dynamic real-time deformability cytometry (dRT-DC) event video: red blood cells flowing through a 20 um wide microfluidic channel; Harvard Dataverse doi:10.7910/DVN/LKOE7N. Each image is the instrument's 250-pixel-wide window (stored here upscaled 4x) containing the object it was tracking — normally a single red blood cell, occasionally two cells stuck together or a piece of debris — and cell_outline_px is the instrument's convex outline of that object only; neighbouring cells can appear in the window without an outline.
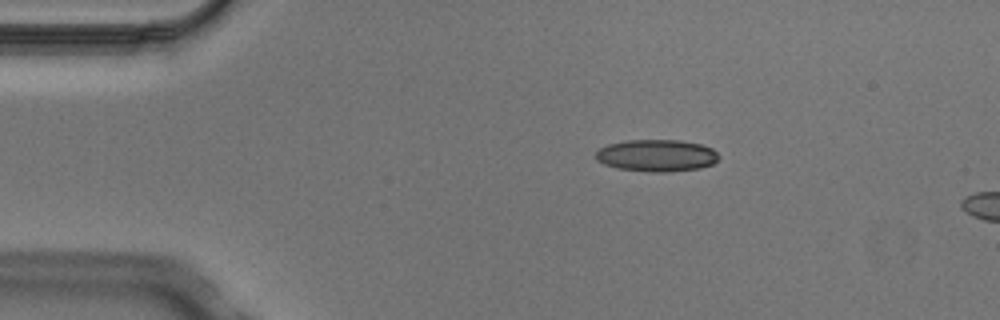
{"species": "Egyptian fruit bat (a non-hibernating species)", "species_latin": "Rousettus aegyptiacus", "temperature_condition": "cold", "stored_images_in_passage": 4, "segment_of_instrument_passage": [1, 2], "camera_frame_rate_fps": 3000, "um_per_image_px": 0.085, "animal": {"sex": "male"}, "frame": {"image": 1, "passage_image": 2, "time_ms": 0.333, "image_size_px": [1000, 320], "cell_outline_px": [[720, 156], [712, 164], [700, 168], [668, 172], [648, 172], [616, 168], [604, 164], [596, 160], [596, 152], [600, 148], [608, 144], [624, 140], [680, 140], [700, 144], [712, 148]], "centroid_in_image_um": [55.8, 13.22], "position_along_channel_um": 29.2, "area_um2": 23.06}}